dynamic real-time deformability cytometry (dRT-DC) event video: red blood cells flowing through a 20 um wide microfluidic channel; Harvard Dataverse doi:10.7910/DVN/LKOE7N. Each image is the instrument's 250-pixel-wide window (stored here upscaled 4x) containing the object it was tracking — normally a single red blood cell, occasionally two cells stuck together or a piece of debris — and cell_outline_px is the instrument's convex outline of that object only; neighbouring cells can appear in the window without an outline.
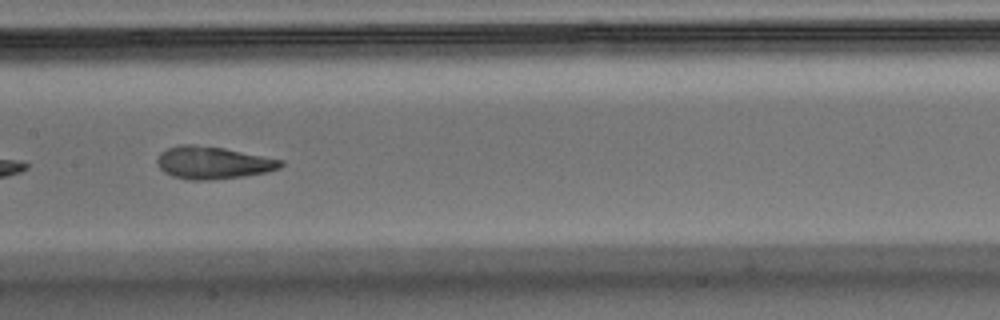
{"species": "Egyptian fruit bat (a non-hibernating species)", "species_latin": "Rousettus aegyptiacus", "temperature_condition": "warm", "stored_images_in_passage": 17, "camera_frame_rate_fps": 3000, "um_per_image_px": 0.085, "animal": {"sex": "male"}, "frame": {"image": 1, "passage_image": 12, "time_ms": 3.667, "image_size_px": [1000, 320], "cell_outline_px": [[284, 164], [280, 168], [264, 172], [244, 176], [208, 180], [192, 180], [172, 176], [164, 172], [160, 168], [156, 160], [160, 152], [168, 148], [180, 144], [192, 144], [224, 148], [284, 160]], "centroid_in_image_um": [18.09, 13.82], "position_along_channel_um": 189.3, "area_um2": 23.29}}
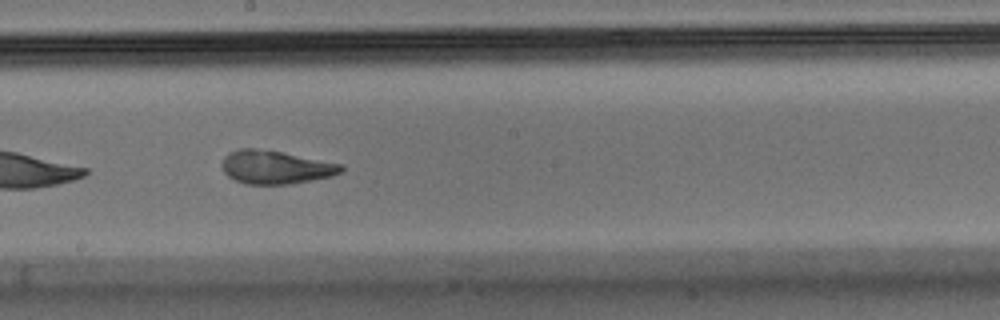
{"frame": {"image": 2, "passage_image": 15, "time_ms": 4.667, "image_size_px": [1000, 320], "cell_outline_px": [[344, 168], [340, 172], [332, 176], [288, 184], [244, 184], [228, 176], [224, 172], [224, 156], [228, 152], [240, 148], [256, 148], [280, 152], [344, 164]], "centroid_in_image_um": [23.43, 14.21], "position_along_channel_um": 224.8, "area_um2": 22.89}}